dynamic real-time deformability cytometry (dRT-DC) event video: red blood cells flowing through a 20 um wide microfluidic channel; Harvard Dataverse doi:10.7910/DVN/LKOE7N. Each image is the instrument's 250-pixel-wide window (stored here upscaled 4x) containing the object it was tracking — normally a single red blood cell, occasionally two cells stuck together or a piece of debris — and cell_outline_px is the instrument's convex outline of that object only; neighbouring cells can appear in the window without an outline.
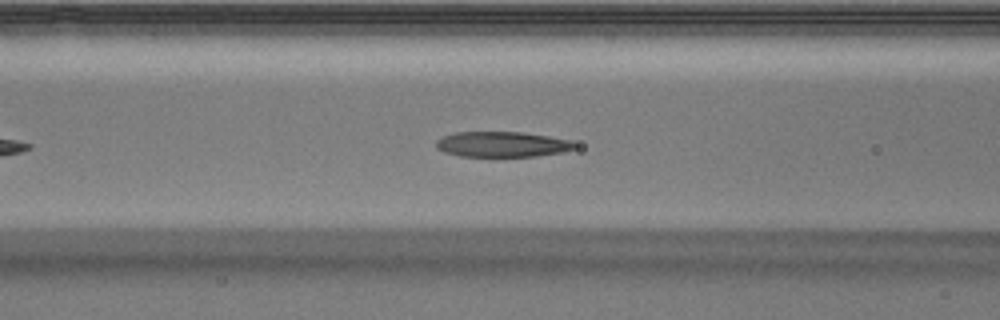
{"species": "Egyptian fruit bat (a non-hibernating species)", "species_latin": "Rousettus aegyptiacus", "temperature_condition": "warm", "stored_images_in_passage": 42, "camera_frame_rate_fps": 3000, "um_per_image_px": 0.085, "animal": {"sex": "male"}, "frame": {"image": 1, "passage_image": 11, "time_ms": 3.333, "image_size_px": [1000, 320], "cell_outline_px": [[576, 148], [564, 152], [536, 156], [460, 156], [444, 152], [436, 148], [436, 140], [444, 136], [456, 132], [524, 132], [572, 140], [576, 144]], "centroid_in_image_um": [42.71, 12.26], "position_along_channel_um": 123.9, "area_um2": 20.58}}
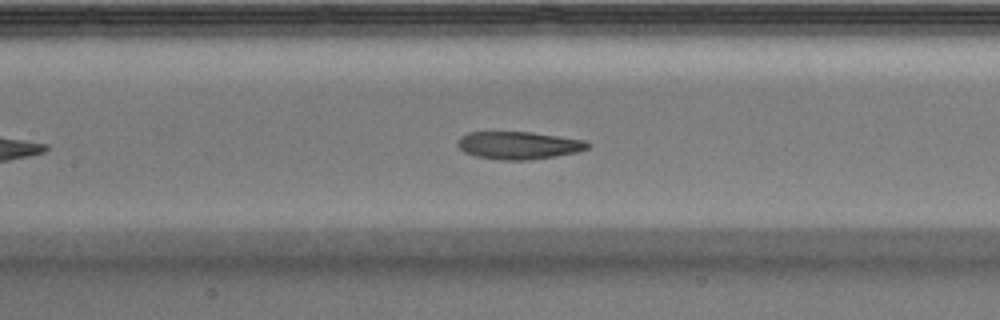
{"frame": {"image": 2, "passage_image": 14, "time_ms": 4.333, "image_size_px": [1000, 320], "cell_outline_px": [[592, 144], [588, 148], [576, 152], [556, 156], [528, 160], [500, 160], [476, 156], [464, 152], [456, 144], [460, 136], [468, 132], [532, 132], [584, 140]], "centroid_in_image_um": [44.07, 12.35], "position_along_channel_um": 163.3, "area_um2": 20.98}}
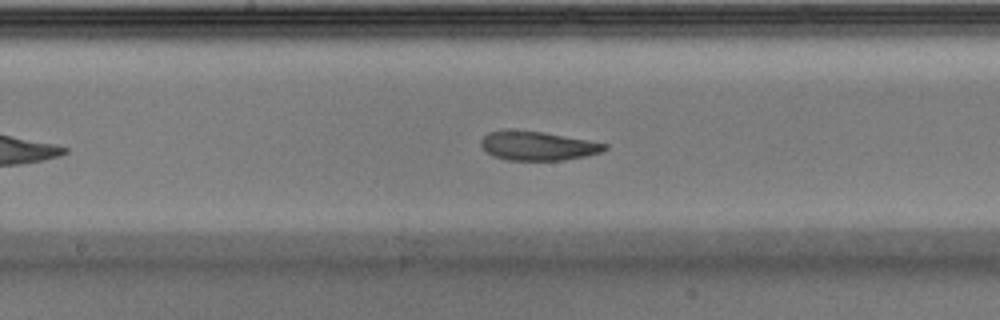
{"frame": {"image": 3, "passage_image": 17, "time_ms": 5.333, "image_size_px": [1000, 320], "cell_outline_px": [[608, 148], [600, 152], [584, 156], [564, 160], [508, 160], [492, 156], [480, 144], [480, 140], [488, 132], [504, 128], [544, 132], [608, 144]], "centroid_in_image_um": [45.65, 12.38], "position_along_channel_um": 202.6, "area_um2": 21.04}, "authors_computed_cell_mechanics": {"area_um2": 21.7039, "velocity_mm_per_s": 3.9281, "shape_relaxation_time_tau1_ms": 4.3483, "shape_relaxation_time_tau2_ms": 2.4644, "deformation_change_tau1": 0.162, "deformation_change_tau2": 0.0953}}